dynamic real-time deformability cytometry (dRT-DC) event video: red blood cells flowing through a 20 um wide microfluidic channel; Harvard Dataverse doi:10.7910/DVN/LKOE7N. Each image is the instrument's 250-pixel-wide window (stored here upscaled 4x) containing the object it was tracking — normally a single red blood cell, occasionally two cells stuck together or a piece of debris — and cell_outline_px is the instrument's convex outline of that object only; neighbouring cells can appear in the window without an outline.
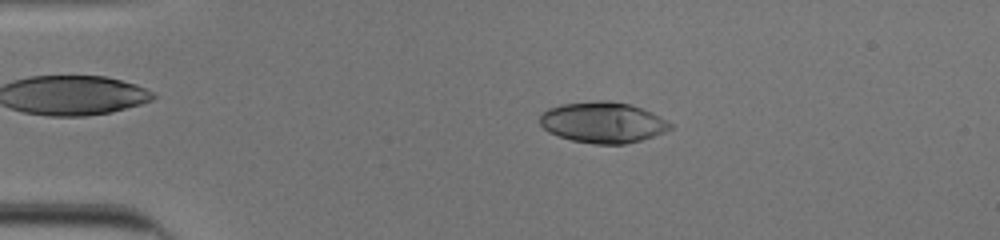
{"species": "human", "species_latin": "Homo sapiens", "temperature_condition": "cold", "stored_images_in_passage": 52, "camera_frame_rate_fps": 3000, "um_per_image_px": 0.085, "donor": {"sex": "male"}, "frame": {"image": 1, "passage_image": 11, "time_ms": 3.333, "image_size_px": [1000, 240], "cell_outline_px": [[672, 128], [664, 132], [640, 140], [624, 144], [596, 144], [572, 140], [548, 132], [540, 124], [540, 116], [548, 108], [564, 104], [596, 100], [608, 100], [628, 104], [652, 112], [668, 120], [672, 124]], "centroid_in_image_um": [51.25, 10.4], "position_along_channel_um": 33.7, "area_um2": 30.87}}
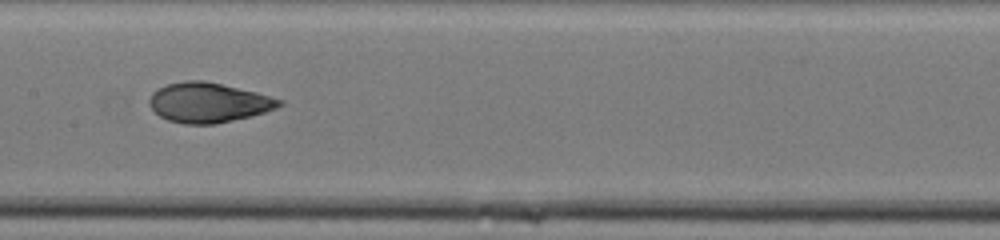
{"frame": {"image": 2, "passage_image": 27, "time_ms": 8.667, "image_size_px": [1000, 240], "cell_outline_px": [[284, 104], [276, 108], [264, 112], [216, 124], [184, 124], [168, 120], [160, 116], [148, 104], [148, 100], [152, 92], [156, 88], [168, 84], [184, 80], [204, 80], [256, 92], [284, 100]], "centroid_in_image_um": [17.69, 8.71], "position_along_channel_um": 189.7, "area_um2": 30.11}}
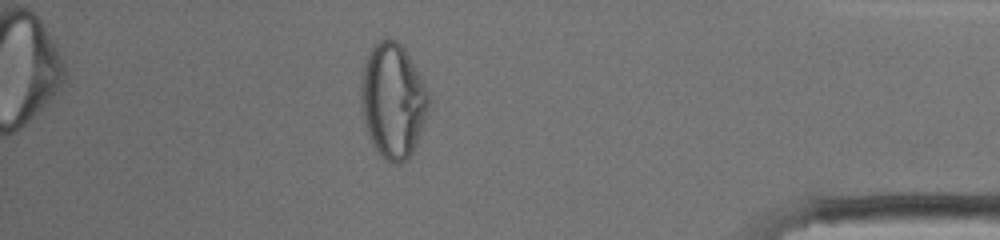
{"frame": {"image": 3, "passage_image": 46, "time_ms": 15.0, "image_size_px": [1000, 240], "cell_outline_px": [[432, 104], [416, 144], [408, 160], [400, 164], [396, 164], [388, 160], [372, 144], [364, 124], [360, 108], [360, 72], [368, 52], [384, 36], [388, 36], [396, 40], [404, 48], [424, 80], [432, 96]], "centroid_in_image_um": [33.41, 8.51], "position_along_channel_um": 401.8, "area_um2": 46.47}, "authors_computed_cell_mechanics": {"area_um2": 31.0964, "velocity_mm_per_s": 3.9112, "shape_relaxation_time_tau1_ms": 10.0186, "shape_relaxation_time_tau2_ms": 1.0116, "deformation_change_tau1": 0.3227, "deformation_change_tau2": 0.0543}}